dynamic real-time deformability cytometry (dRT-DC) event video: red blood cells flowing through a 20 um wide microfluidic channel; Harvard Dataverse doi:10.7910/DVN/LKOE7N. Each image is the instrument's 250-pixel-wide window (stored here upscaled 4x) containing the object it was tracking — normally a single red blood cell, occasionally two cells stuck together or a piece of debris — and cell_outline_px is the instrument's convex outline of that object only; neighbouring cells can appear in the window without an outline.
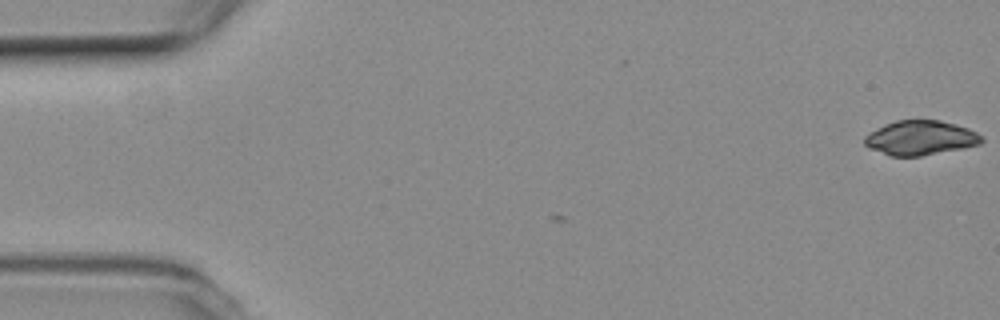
{"species": "common noctule bat (a hibernating species)", "species_latin": "Nyctalus noctula", "temperature_condition": "room temperature", "stored_images_in_passage": 2, "camera_frame_rate_fps": 3000, "um_per_image_px": 0.085, "animal": {"sex": "female", "body_mass_g": 19.3, "forearm_length_mm": 54.1}, "frame": {"image": 1, "passage_image": 2, "time_ms": 0.333, "image_size_px": [1000, 320], "cell_outline_px": [[984, 140], [980, 144], [964, 148], [920, 156], [888, 156], [868, 148], [864, 144], [864, 136], [876, 128], [896, 120], [940, 120], [956, 124], [968, 128], [984, 136]], "centroid_in_image_um": [78.23, 11.72], "position_along_channel_um": 6.8, "area_um2": 23.76}}